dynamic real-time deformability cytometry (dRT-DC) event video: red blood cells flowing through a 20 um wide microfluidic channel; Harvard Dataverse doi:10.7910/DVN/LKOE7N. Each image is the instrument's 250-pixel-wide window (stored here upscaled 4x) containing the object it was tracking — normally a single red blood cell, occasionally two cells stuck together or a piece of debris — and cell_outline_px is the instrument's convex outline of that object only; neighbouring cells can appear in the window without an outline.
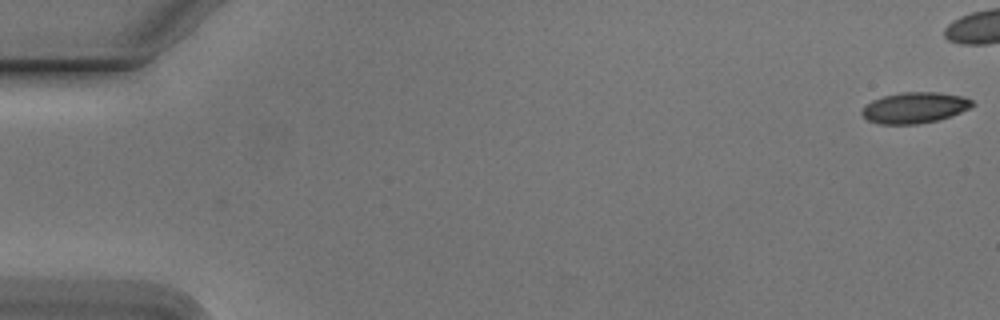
{"species": "Egyptian fruit bat (a non-hibernating species)", "species_latin": "Rousettus aegyptiacus", "temperature_condition": "cold", "stored_images_in_passage": 42, "camera_frame_rate_fps": 3000, "um_per_image_px": 0.085, "animal": {"sex": "male"}, "frame": {"image": 1, "passage_image": 1, "time_ms": 0.0, "image_size_px": [1000, 320], "cell_outline_px": [[976, 104], [960, 112], [936, 120], [916, 124], [880, 124], [868, 120], [860, 112], [864, 104], [872, 100], [884, 96], [900, 92], [940, 92], [964, 96], [972, 100]], "centroid_in_image_um": [77.72, 9.14], "position_along_channel_um": 7.3, "area_um2": 19.88}}
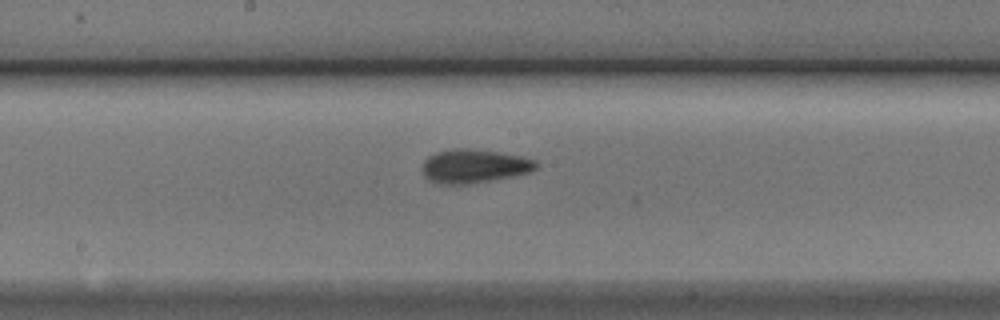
{"frame": {"image": 2, "passage_image": 29, "time_ms": 9.333, "image_size_px": [1000, 320], "cell_outline_px": [[540, 164], [532, 172], [512, 176], [468, 184], [440, 184], [428, 180], [424, 176], [424, 160], [428, 156], [436, 152], [452, 148], [464, 148], [496, 152], [520, 156], [536, 160]], "centroid_in_image_um": [40.31, 14.12], "position_along_channel_um": 207.9, "area_um2": 22.25}}
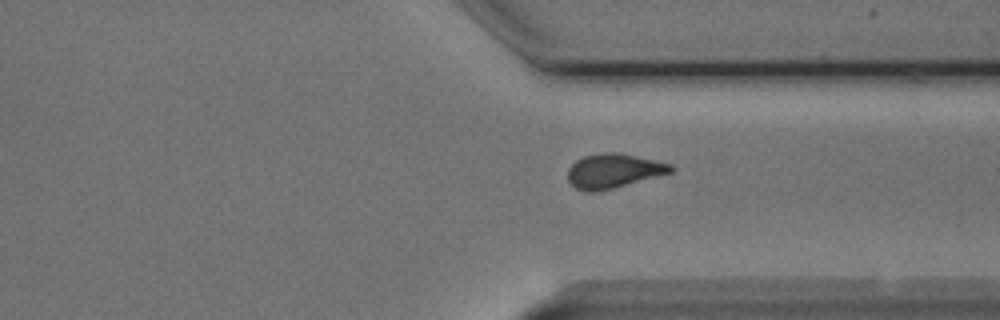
{"frame": {"image": 3, "passage_image": 41, "time_ms": 13.333, "image_size_px": [1000, 320], "cell_outline_px": [[676, 168], [672, 172], [612, 188], [592, 192], [588, 192], [576, 188], [568, 180], [568, 168], [576, 160], [584, 156], [600, 152], [620, 152], [672, 164]], "centroid_in_image_um": [52.15, 14.5], "position_along_channel_um": 359.2, "area_um2": 20.52}}